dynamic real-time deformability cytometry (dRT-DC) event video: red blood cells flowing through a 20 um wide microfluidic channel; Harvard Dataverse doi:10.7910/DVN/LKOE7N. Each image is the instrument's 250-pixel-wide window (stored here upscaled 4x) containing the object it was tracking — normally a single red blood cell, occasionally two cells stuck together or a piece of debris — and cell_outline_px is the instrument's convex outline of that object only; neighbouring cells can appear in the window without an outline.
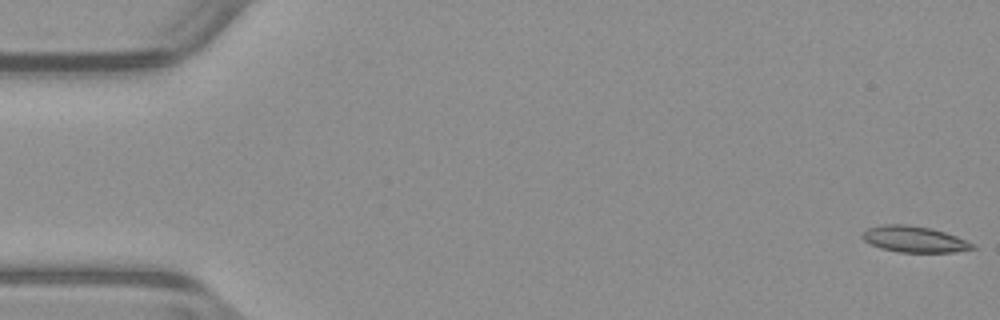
{"species": "common noctule bat (a hibernating species)", "species_latin": "Nyctalus noctula", "temperature_condition": "warm", "stored_images_in_passage": 13, "camera_frame_rate_fps": 3000, "um_per_image_px": 0.085, "animal": {"sex": "male", "body_mass_g": 23.1, "forearm_length_mm": 52.7}, "frame": {"image": 1, "passage_image": 1, "time_ms": 0.0, "image_size_px": [1000, 320], "cell_outline_px": [[976, 248], [956, 252], [900, 252], [880, 248], [864, 240], [860, 236], [860, 232], [868, 228], [884, 224], [904, 224], [932, 228], [956, 236], [976, 244]], "centroid_in_image_um": [77.71, 20.33], "position_along_channel_um": 7.3, "area_um2": 16.88}}